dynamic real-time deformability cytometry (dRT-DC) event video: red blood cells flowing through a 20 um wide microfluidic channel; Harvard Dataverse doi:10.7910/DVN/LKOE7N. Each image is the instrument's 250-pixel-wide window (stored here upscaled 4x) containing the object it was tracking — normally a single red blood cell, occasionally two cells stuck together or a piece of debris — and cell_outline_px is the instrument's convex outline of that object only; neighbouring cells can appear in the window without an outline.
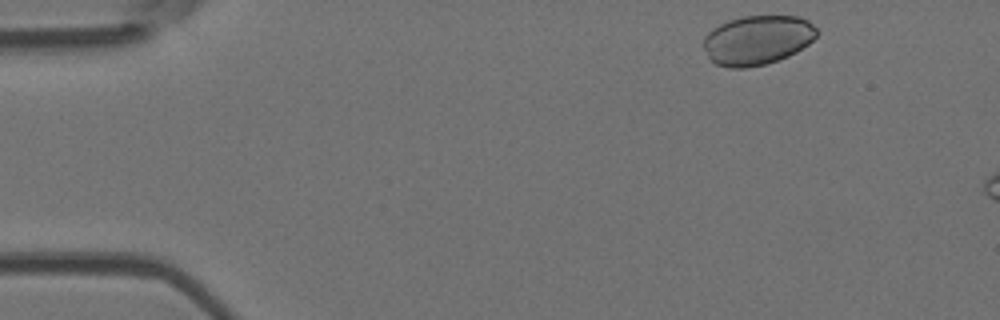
{"species": "Egyptian fruit bat (a non-hibernating species)", "species_latin": "Rousettus aegyptiacus", "temperature_condition": "room temperature", "stored_images_in_passage": 7, "camera_frame_rate_fps": 3000, "um_per_image_px": 0.085, "animal": {"sex": "female"}, "frame": {"image": 1, "passage_image": 1, "time_ms": 0.0, "image_size_px": [1000, 320], "cell_outline_px": [[820, 32], [808, 44], [796, 52], [788, 56], [764, 64], [744, 68], [728, 68], [716, 64], [708, 56], [704, 48], [704, 36], [712, 28], [728, 20], [740, 16], [800, 16], [808, 20]], "centroid_in_image_um": [64.38, 3.39], "position_along_channel_um": 20.6, "area_um2": 32.66}}